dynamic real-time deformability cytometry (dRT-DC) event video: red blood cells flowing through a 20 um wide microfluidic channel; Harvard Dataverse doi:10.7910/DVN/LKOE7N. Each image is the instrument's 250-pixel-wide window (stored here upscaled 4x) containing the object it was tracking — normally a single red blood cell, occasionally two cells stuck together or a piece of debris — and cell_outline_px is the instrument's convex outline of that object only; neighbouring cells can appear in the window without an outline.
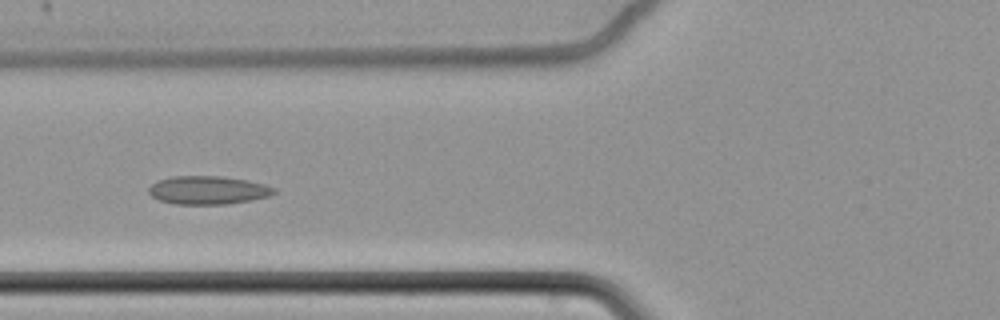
{"species": "common noctule bat (a hibernating species)", "species_latin": "Nyctalus noctula", "temperature_condition": "cold", "stored_images_in_passage": 7, "camera_frame_rate_fps": 3000, "um_per_image_px": 0.085, "animal": {"sex": "female", "body_mass_g": 22.7, "forearm_length_mm": 54.2}, "frame": {"image": 1, "passage_image": 7, "time_ms": 2.0, "image_size_px": [1000, 320], "cell_outline_px": [[276, 192], [268, 196], [248, 200], [224, 204], [176, 204], [160, 200], [152, 196], [148, 192], [148, 188], [152, 184], [160, 180], [172, 176], [224, 176], [248, 180], [264, 184], [276, 188]], "centroid_in_image_um": [17.68, 16.15], "position_along_channel_um": 108.1, "area_um2": 20.52}}